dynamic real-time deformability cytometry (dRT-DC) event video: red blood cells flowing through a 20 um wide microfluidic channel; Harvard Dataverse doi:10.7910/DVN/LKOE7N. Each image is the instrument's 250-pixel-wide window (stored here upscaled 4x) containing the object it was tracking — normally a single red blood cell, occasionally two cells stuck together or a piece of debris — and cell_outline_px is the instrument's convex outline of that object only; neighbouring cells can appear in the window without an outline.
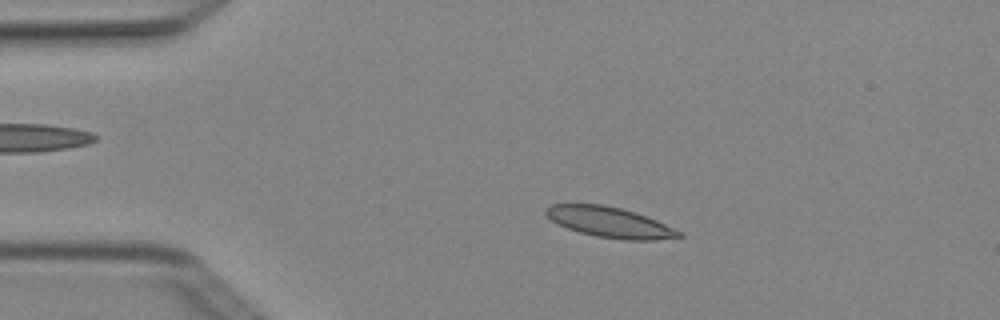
{"species": "Egyptian fruit bat (a non-hibernating species)", "species_latin": "Rousettus aegyptiacus", "temperature_condition": "cold", "stored_images_in_passage": 4, "camera_frame_rate_fps": 3000, "um_per_image_px": 0.085, "animal": {"sex": "female"}, "frame": {"image": 1, "passage_image": 3, "time_ms": 0.667, "image_size_px": [1000, 320], "cell_outline_px": [[684, 236], [652, 240], [624, 240], [596, 236], [580, 232], [568, 228], [552, 220], [544, 212], [544, 208], [552, 204], [604, 204], [636, 212], [648, 216], [684, 232]], "centroid_in_image_um": [51.88, 18.88], "position_along_channel_um": 33.1, "area_um2": 23.64}}